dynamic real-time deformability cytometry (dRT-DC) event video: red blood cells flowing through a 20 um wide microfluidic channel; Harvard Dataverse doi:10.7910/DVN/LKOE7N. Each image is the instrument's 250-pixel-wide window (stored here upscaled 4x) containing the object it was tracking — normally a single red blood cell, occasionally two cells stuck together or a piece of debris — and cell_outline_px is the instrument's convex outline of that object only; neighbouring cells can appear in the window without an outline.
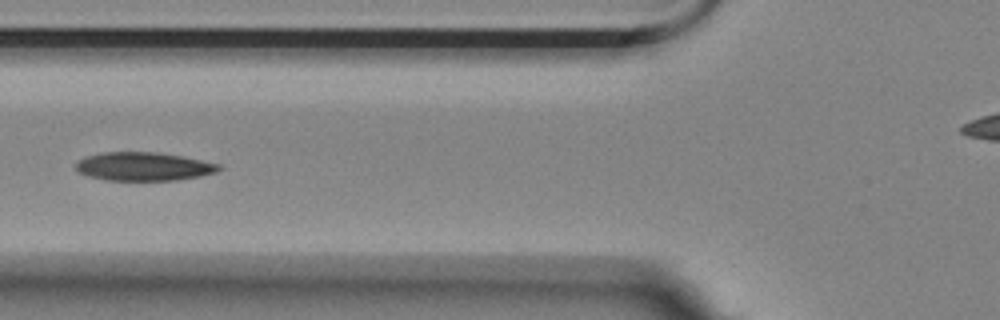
{"species": "Egyptian fruit bat (a non-hibernating species)", "species_latin": "Rousettus aegyptiacus", "temperature_condition": "room temperature", "stored_images_in_passage": 5, "camera_frame_rate_fps": 3000, "um_per_image_px": 0.085, "animal": {"sex": "female"}, "frame": {"image": 1, "passage_image": 5, "time_ms": 1.333, "image_size_px": [1000, 320], "cell_outline_px": [[224, 168], [216, 172], [200, 176], [176, 180], [104, 180], [88, 176], [80, 172], [76, 168], [76, 164], [80, 160], [88, 156], [104, 152], [156, 152], [180, 156], [220, 164]], "centroid_in_image_um": [12.24, 14.15], "position_along_channel_um": 113.6, "area_um2": 23.52}}